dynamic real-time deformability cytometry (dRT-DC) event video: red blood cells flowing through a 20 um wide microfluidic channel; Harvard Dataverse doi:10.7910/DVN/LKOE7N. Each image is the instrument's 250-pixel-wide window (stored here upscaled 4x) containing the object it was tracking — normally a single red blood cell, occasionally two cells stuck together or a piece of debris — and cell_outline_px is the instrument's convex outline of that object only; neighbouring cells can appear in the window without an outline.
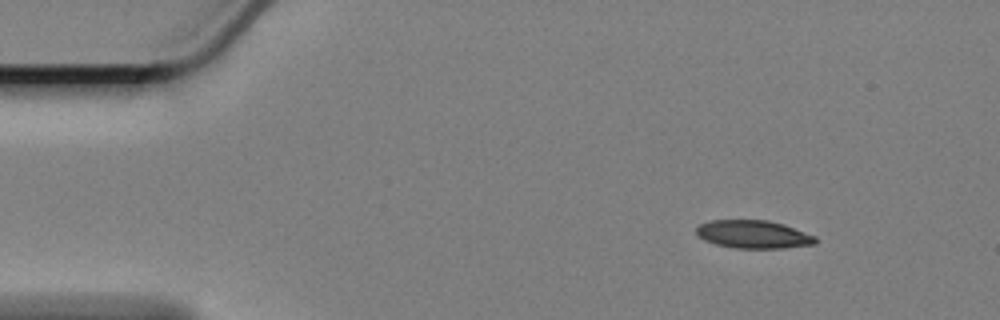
{"species": "Egyptian fruit bat (a non-hibernating species)", "species_latin": "Rousettus aegyptiacus", "temperature_condition": "cold", "stored_images_in_passage": 53, "camera_frame_rate_fps": 3000, "um_per_image_px": 0.085, "animal": {"sex": "female"}, "frame": {"image": 1, "passage_image": 1, "time_ms": 0.0, "image_size_px": [1000, 320], "cell_outline_px": [[816, 244], [784, 248], [736, 248], [716, 244], [704, 240], [696, 232], [696, 228], [700, 224], [712, 220], [768, 220], [784, 224], [816, 236]], "centroid_in_image_um": [64.06, 19.92], "position_along_channel_um": 20.9, "area_um2": 19.42}}
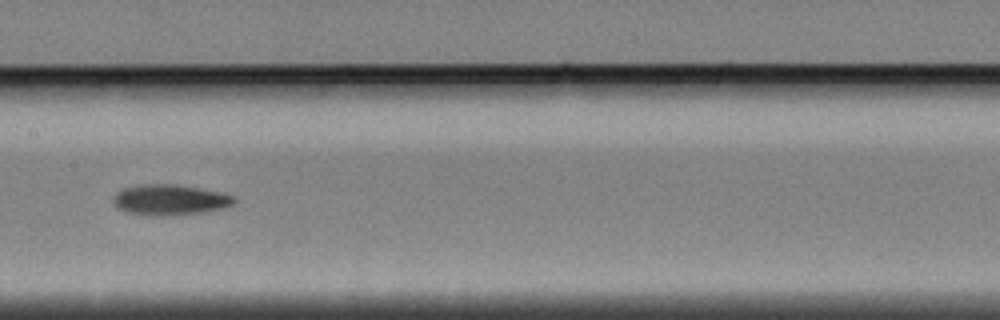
{"frame": {"image": 2, "passage_image": 23, "time_ms": 7.333, "image_size_px": [1000, 320], "cell_outline_px": [[236, 204], [228, 208], [204, 212], [168, 216], [128, 212], [120, 208], [112, 200], [112, 196], [116, 192], [124, 188], [140, 184], [172, 184], [200, 188], [224, 192], [236, 196]], "centroid_in_image_um": [14.55, 16.97], "position_along_channel_um": 192.8, "area_um2": 21.73}}
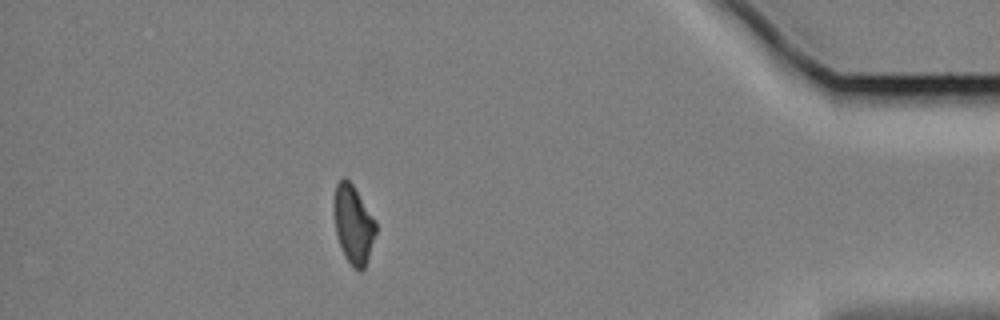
{"frame": {"image": 3, "passage_image": 46, "time_ms": 15.0, "image_size_px": [1000, 320], "cell_outline_px": [[376, 232], [364, 268], [360, 272], [352, 268], [344, 256], [336, 232], [332, 212], [332, 200], [336, 184], [344, 176], [352, 184], [376, 220]], "centroid_in_image_um": [30.0, 19.05], "position_along_channel_um": 405.2, "area_um2": 19.36}, "authors_computed_cell_mechanics": {"area_um2": 20.519, "velocity_mm_per_s": 3.3786, "shape_relaxation_time_tau1_ms": 5.3785, "shape_relaxation_time_tau2_ms": 6.4288, "deformation_change_tau1": 0.1532, "deformation_change_tau2": 0.1375}}